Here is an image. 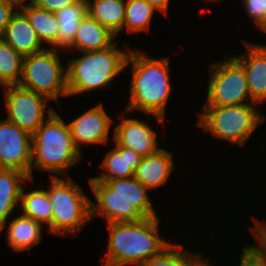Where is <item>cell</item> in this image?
Returning <instances> with one entry per match:
<instances>
[{"label":"cell","mask_w":266,"mask_h":266,"mask_svg":"<svg viewBox=\"0 0 266 266\" xmlns=\"http://www.w3.org/2000/svg\"><path fill=\"white\" fill-rule=\"evenodd\" d=\"M242 251L240 266H266V262L259 256V254L251 248L244 247Z\"/></svg>","instance_id":"obj_32"},{"label":"cell","mask_w":266,"mask_h":266,"mask_svg":"<svg viewBox=\"0 0 266 266\" xmlns=\"http://www.w3.org/2000/svg\"><path fill=\"white\" fill-rule=\"evenodd\" d=\"M130 50L125 68L132 64L130 99L125 112L141 110L154 115L160 124L171 93L169 58L153 59Z\"/></svg>","instance_id":"obj_2"},{"label":"cell","mask_w":266,"mask_h":266,"mask_svg":"<svg viewBox=\"0 0 266 266\" xmlns=\"http://www.w3.org/2000/svg\"><path fill=\"white\" fill-rule=\"evenodd\" d=\"M32 135L13 122L0 121V168H12L31 179Z\"/></svg>","instance_id":"obj_11"},{"label":"cell","mask_w":266,"mask_h":266,"mask_svg":"<svg viewBox=\"0 0 266 266\" xmlns=\"http://www.w3.org/2000/svg\"><path fill=\"white\" fill-rule=\"evenodd\" d=\"M209 258L200 256L199 254H191L186 260L184 266H212Z\"/></svg>","instance_id":"obj_33"},{"label":"cell","mask_w":266,"mask_h":266,"mask_svg":"<svg viewBox=\"0 0 266 266\" xmlns=\"http://www.w3.org/2000/svg\"><path fill=\"white\" fill-rule=\"evenodd\" d=\"M42 227L41 223L23 215L14 218L7 231L8 245L15 252L31 250L41 241Z\"/></svg>","instance_id":"obj_22"},{"label":"cell","mask_w":266,"mask_h":266,"mask_svg":"<svg viewBox=\"0 0 266 266\" xmlns=\"http://www.w3.org/2000/svg\"><path fill=\"white\" fill-rule=\"evenodd\" d=\"M18 4L12 0H0V38L4 35L11 16L16 12Z\"/></svg>","instance_id":"obj_30"},{"label":"cell","mask_w":266,"mask_h":266,"mask_svg":"<svg viewBox=\"0 0 266 266\" xmlns=\"http://www.w3.org/2000/svg\"><path fill=\"white\" fill-rule=\"evenodd\" d=\"M155 10L146 0H126L123 28L132 33L148 31Z\"/></svg>","instance_id":"obj_26"},{"label":"cell","mask_w":266,"mask_h":266,"mask_svg":"<svg viewBox=\"0 0 266 266\" xmlns=\"http://www.w3.org/2000/svg\"><path fill=\"white\" fill-rule=\"evenodd\" d=\"M23 56L0 38V85H18L22 76Z\"/></svg>","instance_id":"obj_25"},{"label":"cell","mask_w":266,"mask_h":266,"mask_svg":"<svg viewBox=\"0 0 266 266\" xmlns=\"http://www.w3.org/2000/svg\"><path fill=\"white\" fill-rule=\"evenodd\" d=\"M50 181L46 190L53 212L49 233L76 235L91 221V200L69 176L65 179L51 176Z\"/></svg>","instance_id":"obj_6"},{"label":"cell","mask_w":266,"mask_h":266,"mask_svg":"<svg viewBox=\"0 0 266 266\" xmlns=\"http://www.w3.org/2000/svg\"><path fill=\"white\" fill-rule=\"evenodd\" d=\"M114 38L116 35L86 13L80 21L71 48L81 52L103 50L114 44Z\"/></svg>","instance_id":"obj_19"},{"label":"cell","mask_w":266,"mask_h":266,"mask_svg":"<svg viewBox=\"0 0 266 266\" xmlns=\"http://www.w3.org/2000/svg\"><path fill=\"white\" fill-rule=\"evenodd\" d=\"M34 181L17 169L0 168V233L10 214L19 206L22 184Z\"/></svg>","instance_id":"obj_18"},{"label":"cell","mask_w":266,"mask_h":266,"mask_svg":"<svg viewBox=\"0 0 266 266\" xmlns=\"http://www.w3.org/2000/svg\"><path fill=\"white\" fill-rule=\"evenodd\" d=\"M259 29L262 30V31H264V32H266V19H265V21L260 25Z\"/></svg>","instance_id":"obj_35"},{"label":"cell","mask_w":266,"mask_h":266,"mask_svg":"<svg viewBox=\"0 0 266 266\" xmlns=\"http://www.w3.org/2000/svg\"><path fill=\"white\" fill-rule=\"evenodd\" d=\"M255 223L256 225L253 226L251 232L254 234L258 243H260V247L255 245L251 246V248L266 262V222L260 223L259 220H255Z\"/></svg>","instance_id":"obj_29"},{"label":"cell","mask_w":266,"mask_h":266,"mask_svg":"<svg viewBox=\"0 0 266 266\" xmlns=\"http://www.w3.org/2000/svg\"><path fill=\"white\" fill-rule=\"evenodd\" d=\"M173 169L172 153L161 148L157 153L142 158L134 177L149 191L164 185Z\"/></svg>","instance_id":"obj_16"},{"label":"cell","mask_w":266,"mask_h":266,"mask_svg":"<svg viewBox=\"0 0 266 266\" xmlns=\"http://www.w3.org/2000/svg\"><path fill=\"white\" fill-rule=\"evenodd\" d=\"M152 7L156 9V11H160L161 13L167 15L169 0H146Z\"/></svg>","instance_id":"obj_34"},{"label":"cell","mask_w":266,"mask_h":266,"mask_svg":"<svg viewBox=\"0 0 266 266\" xmlns=\"http://www.w3.org/2000/svg\"><path fill=\"white\" fill-rule=\"evenodd\" d=\"M47 113L46 121L32 135L31 179L33 168L50 172V177L56 176L52 173L63 176L82 157L73 142L68 124L56 111Z\"/></svg>","instance_id":"obj_4"},{"label":"cell","mask_w":266,"mask_h":266,"mask_svg":"<svg viewBox=\"0 0 266 266\" xmlns=\"http://www.w3.org/2000/svg\"><path fill=\"white\" fill-rule=\"evenodd\" d=\"M18 86L56 103L59 95L68 96L67 69L62 66L57 49L47 48L25 56Z\"/></svg>","instance_id":"obj_8"},{"label":"cell","mask_w":266,"mask_h":266,"mask_svg":"<svg viewBox=\"0 0 266 266\" xmlns=\"http://www.w3.org/2000/svg\"><path fill=\"white\" fill-rule=\"evenodd\" d=\"M256 103L230 106H204L197 125L217 138L244 147L246 141L265 119L253 106ZM264 116V117H263Z\"/></svg>","instance_id":"obj_7"},{"label":"cell","mask_w":266,"mask_h":266,"mask_svg":"<svg viewBox=\"0 0 266 266\" xmlns=\"http://www.w3.org/2000/svg\"><path fill=\"white\" fill-rule=\"evenodd\" d=\"M181 245L170 244L159 255H156L140 266H184L185 260L191 253L181 250Z\"/></svg>","instance_id":"obj_27"},{"label":"cell","mask_w":266,"mask_h":266,"mask_svg":"<svg viewBox=\"0 0 266 266\" xmlns=\"http://www.w3.org/2000/svg\"><path fill=\"white\" fill-rule=\"evenodd\" d=\"M14 2H16L18 5L21 4V3H24L26 2L27 0H12ZM34 0H30L29 2H33Z\"/></svg>","instance_id":"obj_36"},{"label":"cell","mask_w":266,"mask_h":266,"mask_svg":"<svg viewBox=\"0 0 266 266\" xmlns=\"http://www.w3.org/2000/svg\"><path fill=\"white\" fill-rule=\"evenodd\" d=\"M87 13L86 0H81L77 4L66 6L56 12V19L59 27V35L55 44L50 46L52 49H71L77 28L80 21Z\"/></svg>","instance_id":"obj_21"},{"label":"cell","mask_w":266,"mask_h":266,"mask_svg":"<svg viewBox=\"0 0 266 266\" xmlns=\"http://www.w3.org/2000/svg\"><path fill=\"white\" fill-rule=\"evenodd\" d=\"M116 48V44L103 50L86 51L83 56L70 59L67 66L68 95L105 88L124 69L130 52Z\"/></svg>","instance_id":"obj_5"},{"label":"cell","mask_w":266,"mask_h":266,"mask_svg":"<svg viewBox=\"0 0 266 266\" xmlns=\"http://www.w3.org/2000/svg\"><path fill=\"white\" fill-rule=\"evenodd\" d=\"M18 9L26 16L42 43L54 45L59 35L56 14L39 8L33 2L21 3Z\"/></svg>","instance_id":"obj_23"},{"label":"cell","mask_w":266,"mask_h":266,"mask_svg":"<svg viewBox=\"0 0 266 266\" xmlns=\"http://www.w3.org/2000/svg\"><path fill=\"white\" fill-rule=\"evenodd\" d=\"M2 39L23 57L45 50L34 28L20 11L11 16Z\"/></svg>","instance_id":"obj_15"},{"label":"cell","mask_w":266,"mask_h":266,"mask_svg":"<svg viewBox=\"0 0 266 266\" xmlns=\"http://www.w3.org/2000/svg\"><path fill=\"white\" fill-rule=\"evenodd\" d=\"M115 145H121L134 150L142 157L157 153L156 132L144 121L132 118H122L114 129Z\"/></svg>","instance_id":"obj_13"},{"label":"cell","mask_w":266,"mask_h":266,"mask_svg":"<svg viewBox=\"0 0 266 266\" xmlns=\"http://www.w3.org/2000/svg\"><path fill=\"white\" fill-rule=\"evenodd\" d=\"M24 190L23 187L19 201L23 211L22 215L32 218L42 225L45 223L50 228L52 226L53 212L47 191L35 189L25 193Z\"/></svg>","instance_id":"obj_24"},{"label":"cell","mask_w":266,"mask_h":266,"mask_svg":"<svg viewBox=\"0 0 266 266\" xmlns=\"http://www.w3.org/2000/svg\"><path fill=\"white\" fill-rule=\"evenodd\" d=\"M80 1L81 0H34L33 3L41 9L56 13L66 6L77 4Z\"/></svg>","instance_id":"obj_31"},{"label":"cell","mask_w":266,"mask_h":266,"mask_svg":"<svg viewBox=\"0 0 266 266\" xmlns=\"http://www.w3.org/2000/svg\"><path fill=\"white\" fill-rule=\"evenodd\" d=\"M3 87L5 88L3 90L5 108L8 114L6 119L31 135L46 121L44 118L45 108L48 107V112L55 111L47 106L49 99L43 95L26 90L18 85Z\"/></svg>","instance_id":"obj_10"},{"label":"cell","mask_w":266,"mask_h":266,"mask_svg":"<svg viewBox=\"0 0 266 266\" xmlns=\"http://www.w3.org/2000/svg\"><path fill=\"white\" fill-rule=\"evenodd\" d=\"M87 13L114 35L123 29L126 0H86Z\"/></svg>","instance_id":"obj_20"},{"label":"cell","mask_w":266,"mask_h":266,"mask_svg":"<svg viewBox=\"0 0 266 266\" xmlns=\"http://www.w3.org/2000/svg\"><path fill=\"white\" fill-rule=\"evenodd\" d=\"M97 204L91 201V220L102 215L108 223L136 222L156 217L147 188L135 177L89 180Z\"/></svg>","instance_id":"obj_1"},{"label":"cell","mask_w":266,"mask_h":266,"mask_svg":"<svg viewBox=\"0 0 266 266\" xmlns=\"http://www.w3.org/2000/svg\"><path fill=\"white\" fill-rule=\"evenodd\" d=\"M112 119L103 109L102 104L92 107L81 116L69 122L68 127L76 148L80 144H106L109 138Z\"/></svg>","instance_id":"obj_12"},{"label":"cell","mask_w":266,"mask_h":266,"mask_svg":"<svg viewBox=\"0 0 266 266\" xmlns=\"http://www.w3.org/2000/svg\"><path fill=\"white\" fill-rule=\"evenodd\" d=\"M244 44L248 54L235 58L244 67L251 100L260 104L266 101V45Z\"/></svg>","instance_id":"obj_14"},{"label":"cell","mask_w":266,"mask_h":266,"mask_svg":"<svg viewBox=\"0 0 266 266\" xmlns=\"http://www.w3.org/2000/svg\"><path fill=\"white\" fill-rule=\"evenodd\" d=\"M142 156L130 148L115 145L109 150L100 164L106 172L102 176H95L89 180H113L134 177L135 171L142 160Z\"/></svg>","instance_id":"obj_17"},{"label":"cell","mask_w":266,"mask_h":266,"mask_svg":"<svg viewBox=\"0 0 266 266\" xmlns=\"http://www.w3.org/2000/svg\"><path fill=\"white\" fill-rule=\"evenodd\" d=\"M207 100L204 106H230L254 103L248 90L243 65L234 57L210 66ZM246 99L250 100L246 101ZM246 101V102H245Z\"/></svg>","instance_id":"obj_9"},{"label":"cell","mask_w":266,"mask_h":266,"mask_svg":"<svg viewBox=\"0 0 266 266\" xmlns=\"http://www.w3.org/2000/svg\"><path fill=\"white\" fill-rule=\"evenodd\" d=\"M159 218L146 217L136 222L108 223V251L103 266H140L159 255L171 243L158 234Z\"/></svg>","instance_id":"obj_3"},{"label":"cell","mask_w":266,"mask_h":266,"mask_svg":"<svg viewBox=\"0 0 266 266\" xmlns=\"http://www.w3.org/2000/svg\"><path fill=\"white\" fill-rule=\"evenodd\" d=\"M242 3L246 13L259 28L266 19V0H243Z\"/></svg>","instance_id":"obj_28"}]
</instances>
